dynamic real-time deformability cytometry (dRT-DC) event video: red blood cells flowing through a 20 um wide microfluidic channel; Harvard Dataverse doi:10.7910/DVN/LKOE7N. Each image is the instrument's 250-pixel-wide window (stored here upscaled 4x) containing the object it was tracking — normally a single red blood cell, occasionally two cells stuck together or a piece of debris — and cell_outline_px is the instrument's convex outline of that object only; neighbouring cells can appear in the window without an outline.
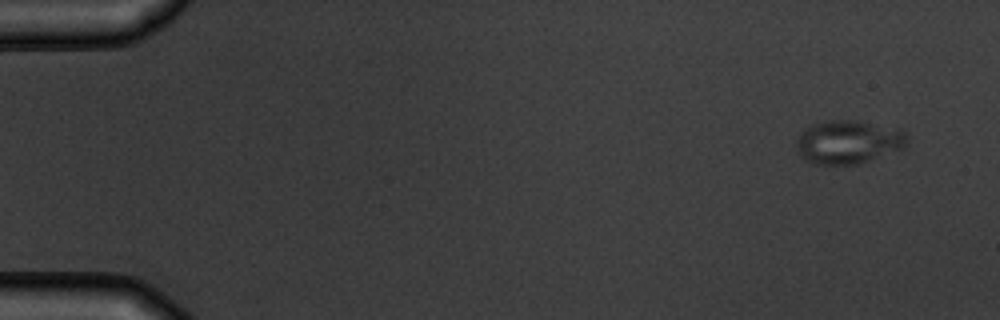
{"species": "common noctule bat (a hibernating species)", "species_latin": "Nyctalus noctula", "temperature_condition": "warm", "stored_images_in_passage": 6, "camera_frame_rate_fps": 3000, "um_per_image_px": 0.085, "animal": {"sex": "male", "body_mass_g": 19.5, "forearm_length_mm": 54.6}, "frame": {"image": 1, "passage_image": 1, "time_ms": 0.0, "image_size_px": [1000, 320], "cell_outline_px": [[908, 140], [900, 148], [868, 160], [856, 164], [812, 164], [804, 160], [800, 156], [796, 144], [796, 140], [800, 132], [816, 124], [832, 120], [852, 120], [904, 132], [908, 136]], "centroid_in_image_um": [72.0, 12.09], "position_along_channel_um": 13.0, "area_um2": 26.99}}